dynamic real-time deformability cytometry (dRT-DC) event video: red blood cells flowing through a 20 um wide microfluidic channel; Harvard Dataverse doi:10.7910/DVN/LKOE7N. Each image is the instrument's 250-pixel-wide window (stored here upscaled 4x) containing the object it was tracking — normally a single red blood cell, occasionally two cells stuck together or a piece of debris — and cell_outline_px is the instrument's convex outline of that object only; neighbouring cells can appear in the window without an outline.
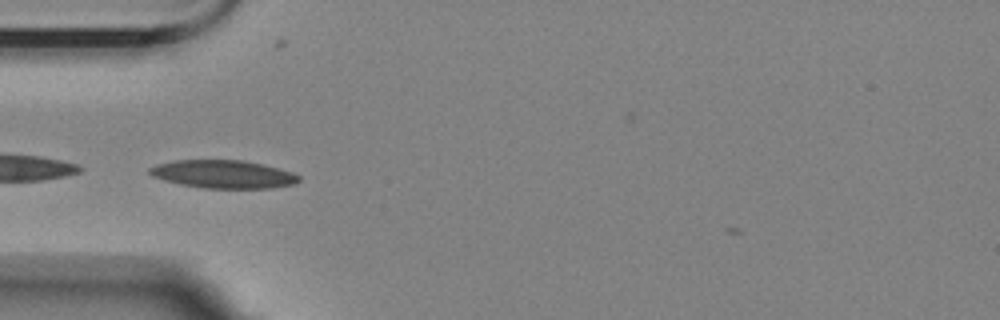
{"species": "Egyptian fruit bat (a non-hibernating species)", "species_latin": "Rousettus aegyptiacus", "temperature_condition": "room temperature", "stored_images_in_passage": 40, "camera_frame_rate_fps": 3000, "um_per_image_px": 0.085, "animal": {"sex": "female"}, "frame": {"image": 1, "passage_image": 5, "time_ms": 1.333, "image_size_px": [1000, 320], "cell_outline_px": [[300, 180], [296, 184], [272, 188], [204, 188], [180, 184], [164, 180], [152, 176], [148, 172], [148, 168], [156, 164], [172, 160], [244, 160], [264, 164], [292, 172], [300, 176]], "centroid_in_image_um": [18.98, 14.8], "position_along_channel_um": 66.0, "area_um2": 24.62}}
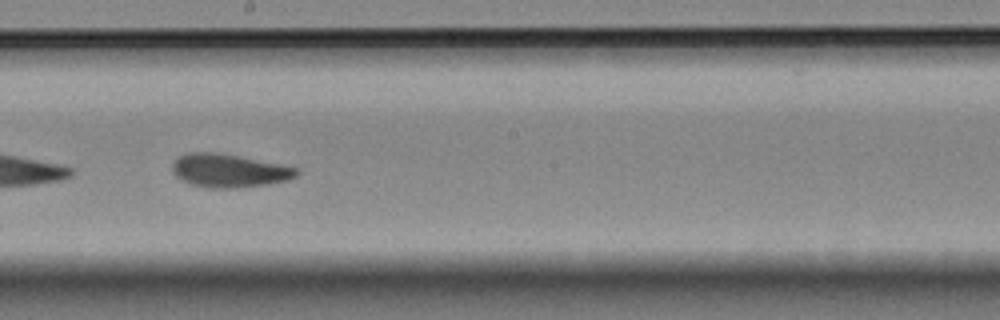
{"frame": {"image": 2, "passage_image": 19, "time_ms": 6.0, "image_size_px": [1000, 320], "cell_outline_px": [[300, 172], [296, 176], [288, 180], [268, 184], [236, 188], [208, 188], [192, 184], [180, 180], [176, 176], [172, 168], [172, 164], [180, 156], [188, 152], [216, 152], [296, 168]], "centroid_in_image_um": [19.43, 14.52], "position_along_channel_um": 228.8, "area_um2": 23.76}}
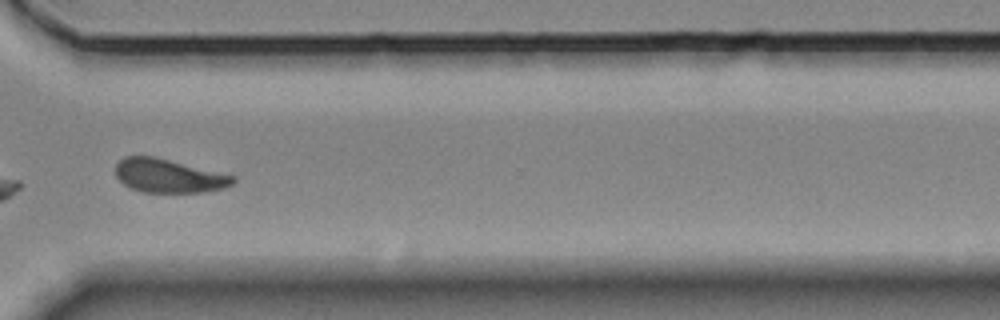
{"frame": {"image": 3, "passage_image": 30, "time_ms": 9.667, "image_size_px": [1000, 320], "cell_outline_px": [[236, 180], [232, 184], [224, 188], [204, 192], [144, 192], [128, 188], [116, 176], [116, 164], [124, 156], [156, 156], [236, 176]], "centroid_in_image_um": [14.34, 14.94], "position_along_channel_um": 356.3, "area_um2": 23.18}}